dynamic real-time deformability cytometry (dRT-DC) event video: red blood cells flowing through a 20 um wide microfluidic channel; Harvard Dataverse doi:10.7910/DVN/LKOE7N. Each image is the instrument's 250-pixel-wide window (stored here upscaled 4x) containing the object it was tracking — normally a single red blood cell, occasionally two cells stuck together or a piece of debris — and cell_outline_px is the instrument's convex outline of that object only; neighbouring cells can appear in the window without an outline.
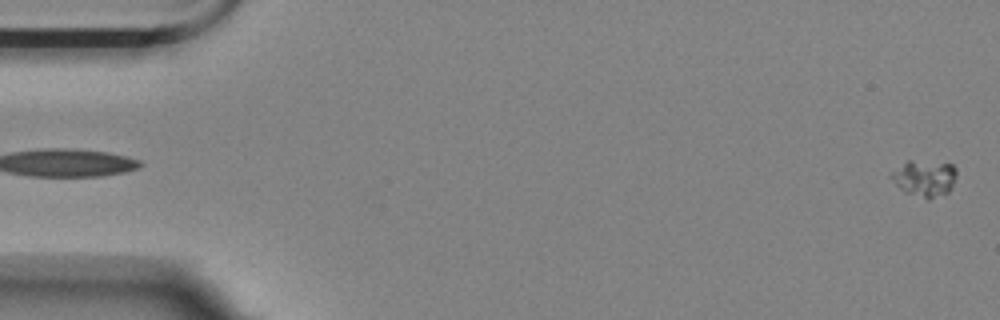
{"species": "Egyptian fruit bat (a non-hibernating species)", "species_latin": "Rousettus aegyptiacus", "temperature_condition": "room temperature", "stored_images_in_passage": 57, "camera_frame_rate_fps": 3000, "um_per_image_px": 0.085, "animal": {"sex": "female"}, "frame": {"image": 1, "passage_image": 1, "time_ms": 0.0, "image_size_px": [1000, 320], "cell_outline_px": [[956, 176], [948, 192], [928, 200], [904, 192], [888, 176], [892, 172], [908, 160], [912, 160], [952, 164], [956, 168]], "centroid_in_image_um": [78.57, 15.16], "position_along_channel_um": 6.4, "area_um2": 13.76}}
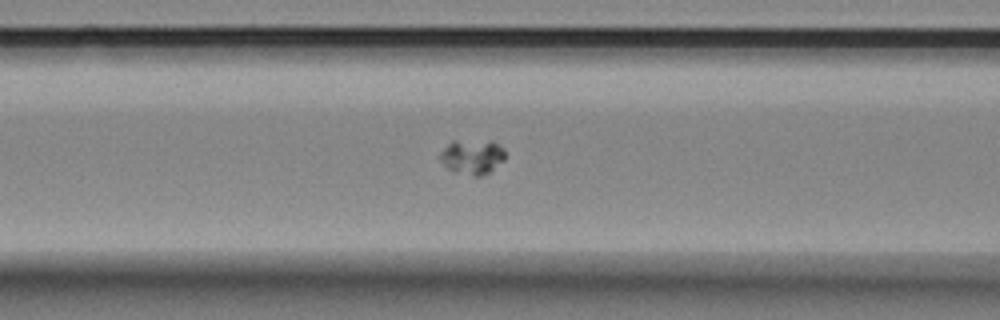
{"frame": {"image": 2, "passage_image": 23, "time_ms": 7.333, "image_size_px": [1000, 320], "cell_outline_px": [[504, 160], [488, 172], [480, 176], [472, 176], [452, 172], [436, 156], [452, 140], [492, 140], [504, 148]], "centroid_in_image_um": [40.1, 13.31], "position_along_channel_um": 126.5, "area_um2": 13.47}}
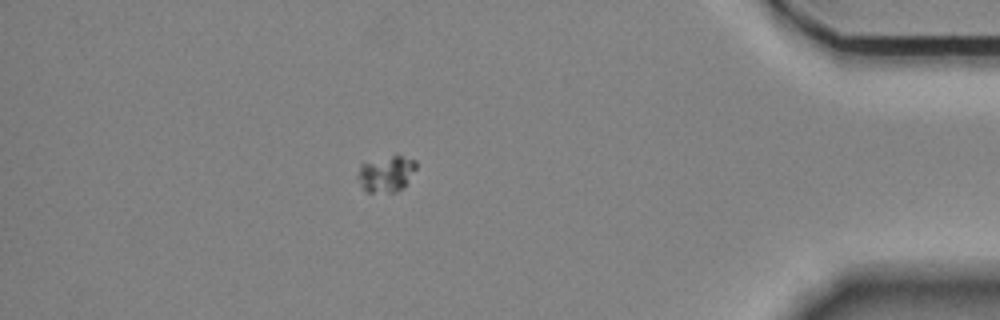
{"frame": {"image": 3, "passage_image": 50, "time_ms": 16.333, "image_size_px": [1000, 320], "cell_outline_px": [[416, 168], [404, 188], [396, 192], [368, 192], [360, 184], [356, 176], [356, 172], [360, 164], [392, 156], [400, 156], [416, 160]], "centroid_in_image_um": [32.82, 14.79], "position_along_channel_um": 402.4, "area_um2": 12.2}}